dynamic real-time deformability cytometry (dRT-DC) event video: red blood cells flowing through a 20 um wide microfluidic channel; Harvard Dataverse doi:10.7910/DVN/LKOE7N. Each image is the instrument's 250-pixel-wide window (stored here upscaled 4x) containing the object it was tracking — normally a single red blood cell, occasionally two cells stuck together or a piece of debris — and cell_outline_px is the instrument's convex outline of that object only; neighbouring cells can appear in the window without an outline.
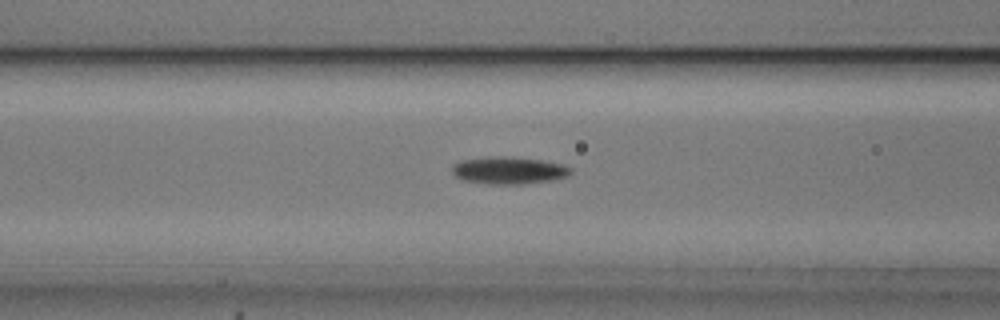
{"species": "common noctule bat (a hibernating species)", "species_latin": "Nyctalus noctula", "temperature_condition": "cold", "stored_images_in_passage": 53, "camera_frame_rate_fps": 3000, "um_per_image_px": 0.085, "animal": {"sex": "male", "body_mass_g": 20.5, "forearm_length_mm": 52.5}, "frame": {"image": 1, "passage_image": 21, "time_ms": 6.667, "image_size_px": [1000, 320], "cell_outline_px": [[572, 172], [568, 176], [552, 180], [520, 184], [488, 184], [460, 180], [452, 172], [452, 164], [464, 160], [488, 156], [504, 156], [540, 160], [564, 164], [572, 168]], "centroid_in_image_um": [43.24, 14.48], "position_along_channel_um": 123.4, "area_um2": 18.96}}
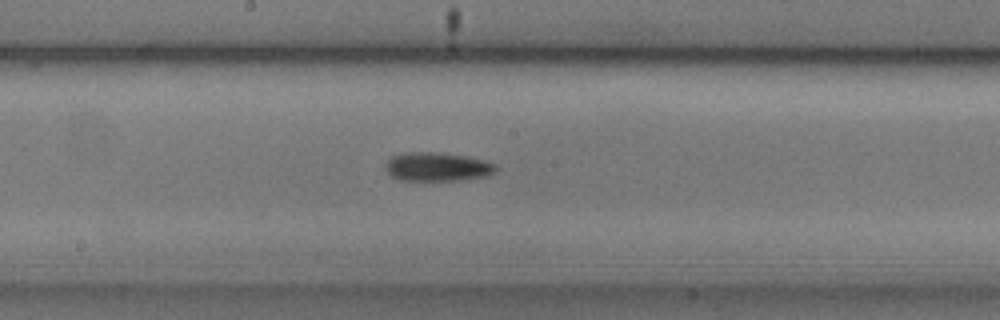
{"frame": {"image": 2, "passage_image": 28, "time_ms": 9.0, "image_size_px": [1000, 320], "cell_outline_px": [[496, 172], [488, 176], [456, 180], [400, 180], [392, 176], [388, 172], [384, 164], [392, 156], [408, 152], [440, 152], [464, 156], [484, 160], [496, 164]], "centroid_in_image_um": [37.18, 14.17], "position_along_channel_um": 211.0, "area_um2": 18.44}}
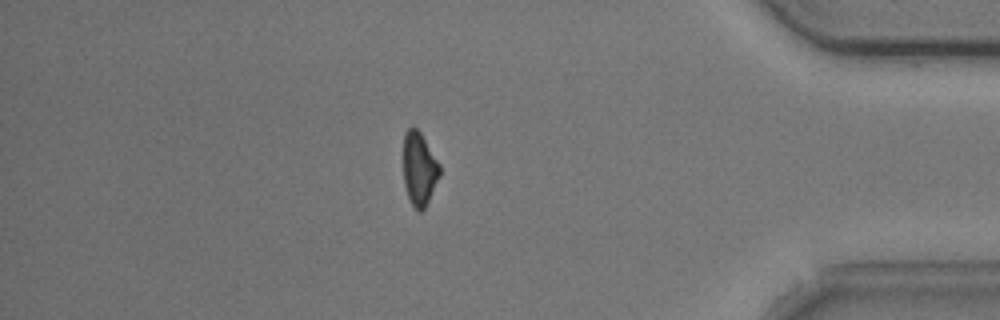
{"frame": {"image": 3, "passage_image": 46, "time_ms": 15.0, "image_size_px": [1000, 320], "cell_outline_px": [[440, 176], [424, 208], [420, 212], [412, 204], [408, 196], [404, 184], [404, 132], [408, 128], [416, 128], [420, 132], [440, 164]], "centroid_in_image_um": [35.64, 14.33], "position_along_channel_um": 399.6, "area_um2": 15.26}, "authors_computed_cell_mechanics": {"area_um2": 17.2244, "velocity_mm_per_s": 3.7511, "shape_relaxation_time_tau1_ms": 4.6054, "shape_relaxation_time_tau2_ms": null, "deformation_change_tau1": 0.1381, "deformation_change_tau2": null}}